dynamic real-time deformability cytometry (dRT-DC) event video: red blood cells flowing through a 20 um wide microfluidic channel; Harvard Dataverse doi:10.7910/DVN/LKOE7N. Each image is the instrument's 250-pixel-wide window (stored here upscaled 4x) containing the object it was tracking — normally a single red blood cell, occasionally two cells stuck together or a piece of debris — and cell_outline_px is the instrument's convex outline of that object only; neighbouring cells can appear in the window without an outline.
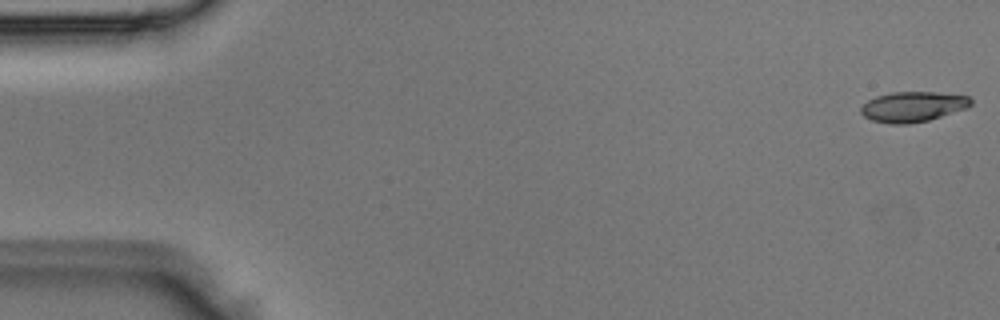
{"species": "Egyptian fruit bat (a non-hibernating species)", "species_latin": "Rousettus aegyptiacus", "temperature_condition": "room temperature", "stored_images_in_passage": 4, "camera_frame_rate_fps": 3000, "um_per_image_px": 0.085, "animal": {"sex": "male"}, "frame": {"image": 1, "passage_image": 1, "time_ms": 0.0, "image_size_px": [1000, 320], "cell_outline_px": [[972, 104], [968, 108], [928, 120], [908, 124], [892, 124], [872, 120], [864, 116], [860, 112], [860, 108], [868, 100], [876, 96], [892, 92], [936, 92], [968, 96], [972, 100]], "centroid_in_image_um": [77.6, 9.07], "position_along_channel_um": 7.4, "area_um2": 19.36}}